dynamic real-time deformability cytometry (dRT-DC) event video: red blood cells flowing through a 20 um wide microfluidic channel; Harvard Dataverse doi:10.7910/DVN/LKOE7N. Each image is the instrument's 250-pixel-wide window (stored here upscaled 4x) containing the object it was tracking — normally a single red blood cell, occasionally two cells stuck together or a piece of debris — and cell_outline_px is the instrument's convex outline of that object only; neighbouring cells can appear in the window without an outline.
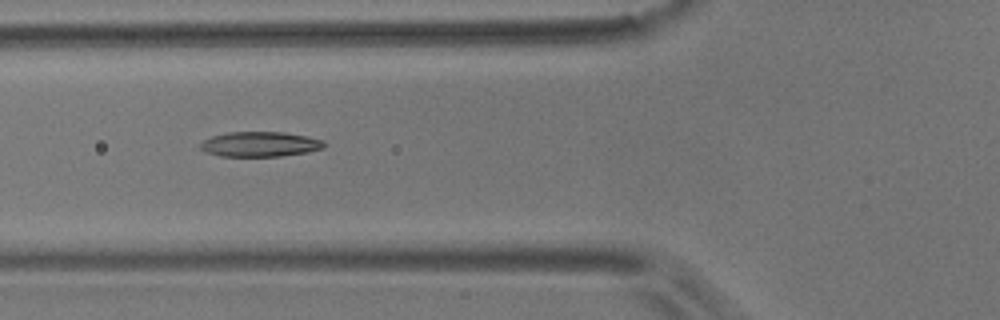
{"species": "common noctule bat (a hibernating species)", "species_latin": "Nyctalus noctula", "temperature_condition": "room temperature", "stored_images_in_passage": 3, "camera_frame_rate_fps": 3000, "um_per_image_px": 0.085, "animal": {"sex": "male", "body_mass_g": 17.9}, "frame": {"image": 1, "passage_image": 2, "time_ms": 1.333, "image_size_px": [1000, 320], "cell_outline_px": [[324, 148], [308, 152], [280, 156], [220, 156], [204, 152], [200, 148], [200, 144], [204, 140], [212, 136], [228, 132], [284, 132], [308, 136], [324, 140]], "centroid_in_image_um": [22.11, 12.25], "position_along_channel_um": 103.7, "area_um2": 18.09}}
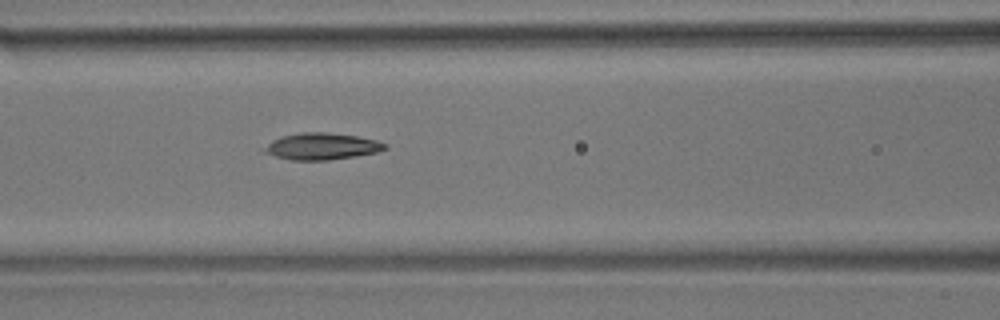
{"frame": {"image": 2, "passage_image": 3, "time_ms": 2.333, "image_size_px": [1000, 320], "cell_outline_px": [[388, 148], [376, 152], [356, 156], [328, 160], [292, 160], [276, 156], [264, 152], [260, 148], [272, 140], [280, 136], [300, 132], [328, 132], [356, 136], [376, 140], [388, 144]], "centroid_in_image_um": [27.32, 12.43], "position_along_channel_um": 139.3, "area_um2": 18.9}}